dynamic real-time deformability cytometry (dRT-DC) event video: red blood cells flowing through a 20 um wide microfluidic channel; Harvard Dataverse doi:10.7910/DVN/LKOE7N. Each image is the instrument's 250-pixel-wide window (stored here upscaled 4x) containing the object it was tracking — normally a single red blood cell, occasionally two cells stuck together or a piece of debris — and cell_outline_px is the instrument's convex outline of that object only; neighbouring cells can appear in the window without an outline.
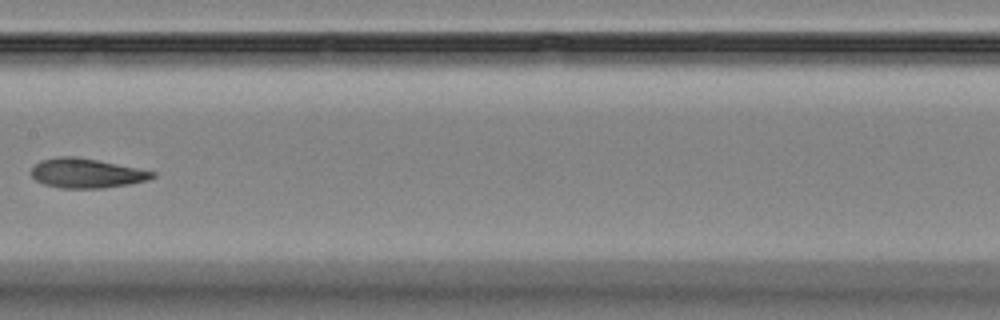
{"species": "Egyptian fruit bat (a non-hibernating species)", "species_latin": "Rousettus aegyptiacus", "temperature_condition": "room temperature", "stored_images_in_passage": 10, "camera_frame_rate_fps": 3000, "um_per_image_px": 0.085, "animal": {"sex": "female"}, "frame": {"image": 1, "passage_image": 9, "time_ms": 10.667, "image_size_px": [1000, 320], "cell_outline_px": [[156, 176], [148, 180], [128, 184], [104, 188], [60, 188], [44, 184], [36, 180], [32, 176], [32, 168], [40, 160], [60, 156], [76, 156], [156, 172]], "centroid_in_image_um": [7.34, 14.72], "position_along_channel_um": 200.1, "area_um2": 20.63}}
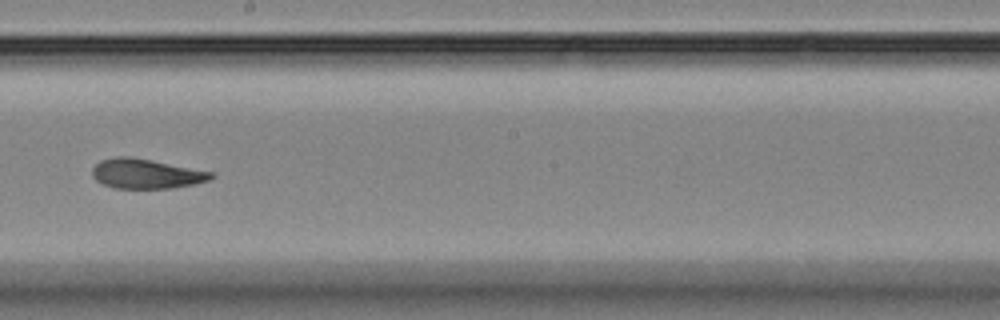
{"frame": {"image": 2, "passage_image": 10, "time_ms": 11.667, "image_size_px": [1000, 320], "cell_outline_px": [[216, 176], [212, 180], [196, 184], [172, 188], [112, 188], [96, 180], [92, 176], [92, 168], [100, 160], [116, 156], [132, 156], [212, 172]], "centroid_in_image_um": [12.43, 14.76], "position_along_channel_um": 235.8, "area_um2": 20.75}}